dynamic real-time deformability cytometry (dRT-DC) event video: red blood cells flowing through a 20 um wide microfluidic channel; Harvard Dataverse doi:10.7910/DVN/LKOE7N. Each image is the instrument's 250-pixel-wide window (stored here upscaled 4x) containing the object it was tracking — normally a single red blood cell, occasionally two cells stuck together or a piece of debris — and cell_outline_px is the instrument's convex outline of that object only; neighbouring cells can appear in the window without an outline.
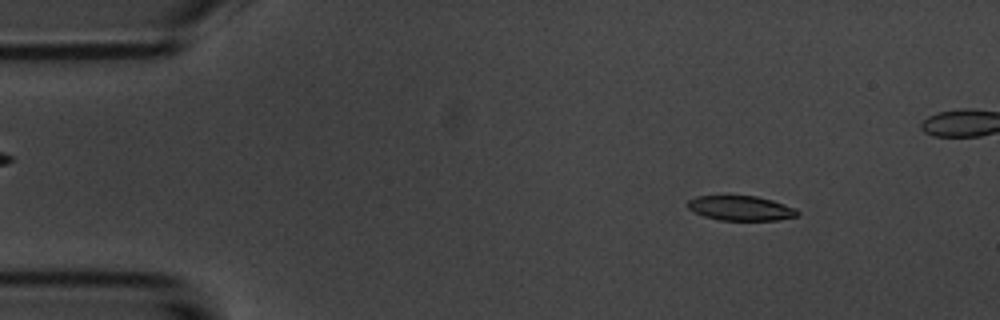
{"species": "common noctule bat (a hibernating species)", "species_latin": "Nyctalus noctula", "temperature_condition": "room temperature", "stored_images_in_passage": 5, "camera_frame_rate_fps": 3000, "um_per_image_px": 0.085, "animal": {"sex": "male", "body_mass_g": 20.1, "forearm_length_mm": 53.5}, "frame": {"image": 1, "passage_image": 2, "time_ms": 1.333, "image_size_px": [1000, 320], "cell_outline_px": [[800, 212], [796, 216], [776, 220], [720, 220], [704, 216], [688, 208], [688, 200], [696, 196], [756, 196], [772, 200], [796, 208]], "centroid_in_image_um": [62.98, 17.69], "position_along_channel_um": 22.0, "area_um2": 15.66}}